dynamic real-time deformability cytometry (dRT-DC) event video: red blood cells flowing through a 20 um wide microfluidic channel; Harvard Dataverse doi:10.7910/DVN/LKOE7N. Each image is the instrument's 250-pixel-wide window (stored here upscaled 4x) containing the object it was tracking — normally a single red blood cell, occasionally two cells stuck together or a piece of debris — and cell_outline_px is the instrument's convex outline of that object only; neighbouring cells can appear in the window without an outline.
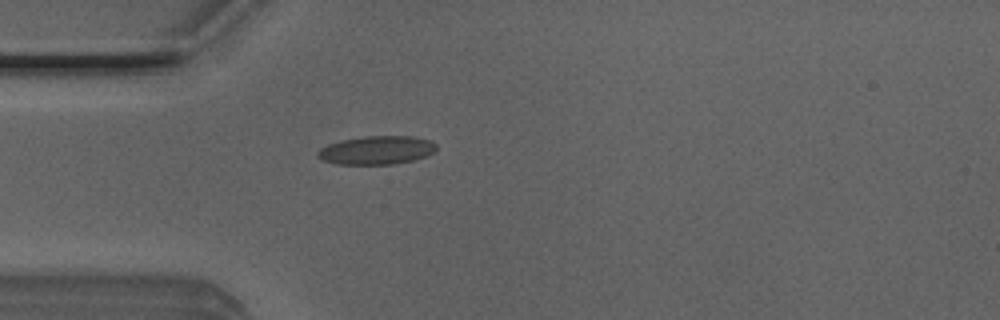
{"species": "Egyptian fruit bat (a non-hibernating species)", "species_latin": "Rousettus aegyptiacus", "temperature_condition": "room temperature", "stored_images_in_passage": 34, "camera_frame_rate_fps": 3000, "um_per_image_px": 0.085, "animal": {"sex": "male"}, "frame": {"image": 1, "passage_image": 1, "time_ms": 0.0, "image_size_px": [1000, 320], "cell_outline_px": [[436, 148], [432, 152], [424, 156], [412, 160], [392, 164], [336, 164], [324, 160], [316, 156], [316, 152], [320, 148], [328, 144], [344, 140], [364, 136], [412, 136], [432, 140], [436, 144]], "centroid_in_image_um": [32.0, 12.76], "position_along_channel_um": 53.0, "area_um2": 19.54}}
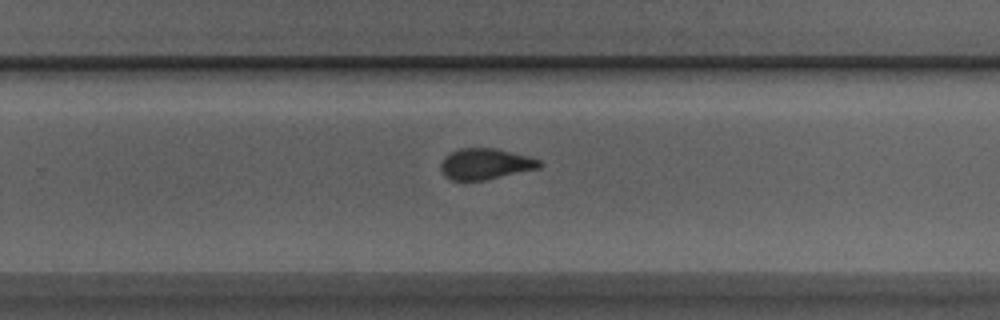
{"frame": {"image": 2, "passage_image": 19, "time_ms": 6.0, "image_size_px": [1000, 320], "cell_outline_px": [[544, 164], [540, 168], [484, 180], [452, 180], [444, 176], [440, 168], [440, 164], [444, 156], [460, 148], [496, 148], [528, 156], [540, 160]], "centroid_in_image_um": [41.26, 13.93], "position_along_channel_um": 288.5, "area_um2": 17.86}}
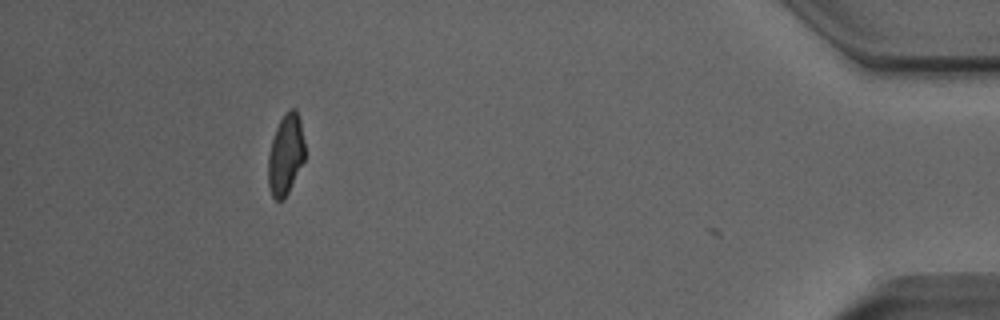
{"frame": {"image": 3, "passage_image": 33, "time_ms": 10.667, "image_size_px": [1000, 320], "cell_outline_px": [[304, 160], [284, 200], [276, 200], [272, 196], [268, 188], [268, 156], [272, 140], [276, 128], [284, 112], [288, 108], [296, 108], [300, 120], [304, 140]], "centroid_in_image_um": [24.27, 13.12], "position_along_channel_um": 410.9, "area_um2": 17.28}, "authors_computed_cell_mechanics": {"area_um2": 18.6405, "velocity_mm_per_s": 4.0284, "shape_relaxation_time_tau1_ms": 7.817, "shape_relaxation_time_tau2_ms": 1.7197, "deformation_change_tau1": 0.1711, "deformation_change_tau2": 0.0742}}